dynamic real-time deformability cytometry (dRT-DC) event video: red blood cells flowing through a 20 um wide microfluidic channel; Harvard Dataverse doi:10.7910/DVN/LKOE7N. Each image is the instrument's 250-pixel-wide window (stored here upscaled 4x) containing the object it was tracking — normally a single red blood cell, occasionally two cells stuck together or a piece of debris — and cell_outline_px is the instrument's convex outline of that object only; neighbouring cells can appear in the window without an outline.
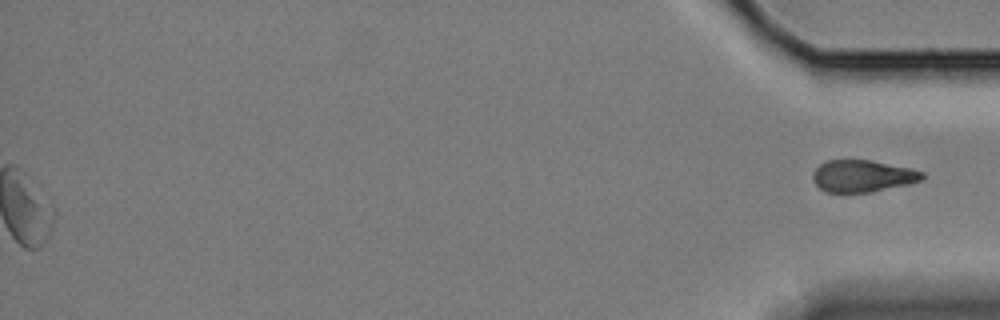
{"species": "Egyptian fruit bat (a non-hibernating species)", "species_latin": "Rousettus aegyptiacus", "temperature_condition": "cold", "stored_images_in_passage": 61, "segment_of_instrument_passage": [2, 2], "camera_frame_rate_fps": 3000, "um_per_image_px": 0.085, "animal": {"sex": "female"}, "frame": {"image": 1, "passage_image": 61, "time_ms": 20.0, "image_size_px": [1000, 320], "cell_outline_px": [[924, 176], [920, 180], [908, 184], [872, 192], [824, 192], [812, 180], [812, 172], [824, 160], [872, 160], [912, 168], [924, 172]], "centroid_in_image_um": [73.3, 14.95], "position_along_channel_um": 361.9, "area_um2": 20.52}}